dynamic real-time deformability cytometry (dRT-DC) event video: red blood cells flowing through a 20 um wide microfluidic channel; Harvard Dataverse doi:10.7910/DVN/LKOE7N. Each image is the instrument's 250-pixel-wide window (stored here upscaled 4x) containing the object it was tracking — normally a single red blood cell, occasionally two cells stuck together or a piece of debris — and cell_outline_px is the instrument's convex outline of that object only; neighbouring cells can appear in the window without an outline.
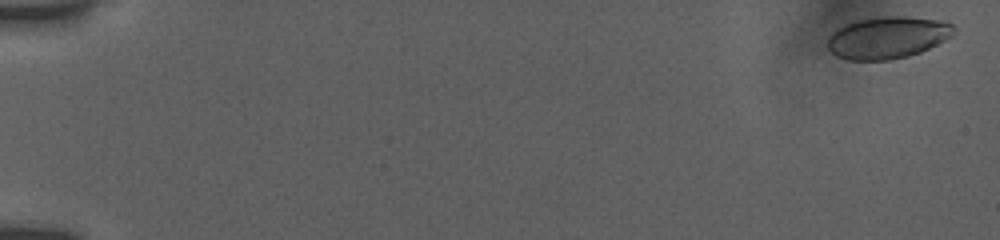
{"species": "human", "species_latin": "Homo sapiens", "temperature_condition": "room temperature", "stored_images_in_passage": 13, "camera_frame_rate_fps": 3000, "um_per_image_px": 0.085, "donor": {"sex": "female"}, "frame": {"image": 1, "passage_image": 1, "time_ms": 0.0, "image_size_px": [1000, 240], "cell_outline_px": [[956, 32], [952, 36], [920, 52], [908, 56], [888, 60], [848, 60], [836, 56], [828, 48], [828, 36], [836, 28], [844, 24], [856, 20], [880, 16], [908, 16], [940, 20], [952, 24], [956, 28]], "centroid_in_image_um": [75.43, 3.18], "position_along_channel_um": 9.6, "area_um2": 31.15}}
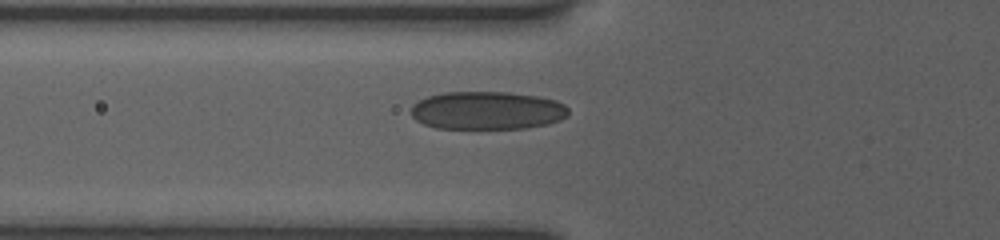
{"frame": {"image": 2, "passage_image": 11, "time_ms": 6.667, "image_size_px": [1000, 240], "cell_outline_px": [[568, 116], [560, 120], [548, 124], [524, 128], [436, 128], [424, 124], [416, 120], [412, 116], [412, 104], [428, 96], [444, 92], [508, 92], [536, 96], [556, 100], [564, 104], [568, 108]], "centroid_in_image_um": [41.42, 9.39], "position_along_channel_um": 84.4, "area_um2": 34.91}}
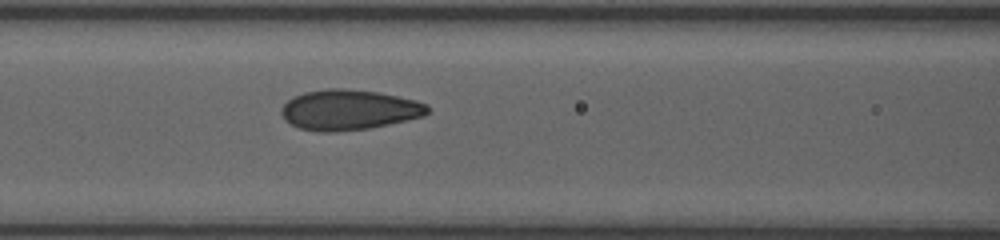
{"frame": {"image": 3, "passage_image": 13, "time_ms": 8.0, "image_size_px": [1000, 240], "cell_outline_px": [[428, 112], [424, 116], [408, 120], [368, 128], [336, 132], [320, 132], [300, 128], [284, 120], [280, 112], [280, 108], [292, 96], [304, 92], [328, 88], [344, 88], [376, 92], [416, 100], [428, 104]], "centroid_in_image_um": [29.63, 9.33], "position_along_channel_um": 137.0, "area_um2": 34.39}}